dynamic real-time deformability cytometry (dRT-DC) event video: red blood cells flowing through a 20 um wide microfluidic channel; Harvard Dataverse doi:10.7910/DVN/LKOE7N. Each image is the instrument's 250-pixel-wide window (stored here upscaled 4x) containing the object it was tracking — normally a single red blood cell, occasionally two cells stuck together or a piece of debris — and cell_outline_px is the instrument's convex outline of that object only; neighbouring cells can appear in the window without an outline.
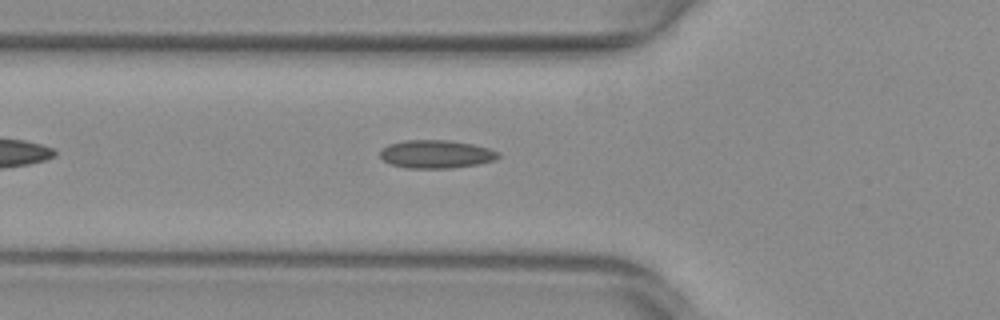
{"species": "common noctule bat (a hibernating species)", "species_latin": "Nyctalus noctula", "temperature_condition": "warm", "stored_images_in_passage": 38, "camera_frame_rate_fps": 3000, "um_per_image_px": 0.085, "animal": {"sex": "female", "body_mass_g": 29.2, "forearm_length_mm": 56.3}, "frame": {"image": 1, "passage_image": 7, "time_ms": 2.0, "image_size_px": [1000, 320], "cell_outline_px": [[500, 156], [496, 160], [476, 164], [452, 168], [404, 168], [392, 164], [384, 160], [380, 156], [380, 148], [388, 144], [404, 140], [448, 140], [472, 144], [488, 148], [500, 152]], "centroid_in_image_um": [37.06, 13.1], "position_along_channel_um": 88.7, "area_um2": 19.48}}
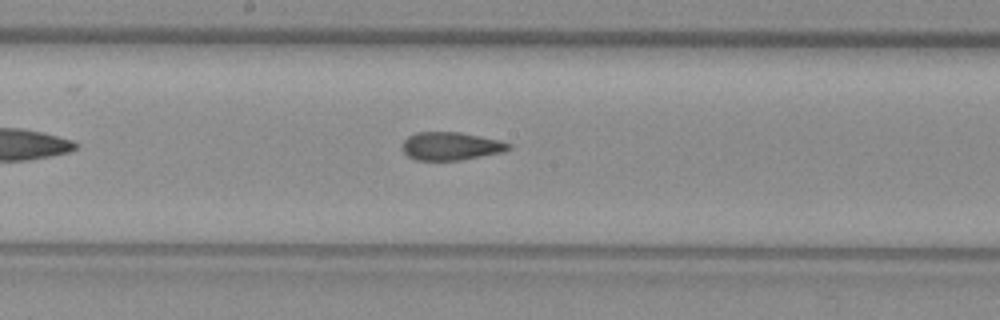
{"frame": {"image": 2, "passage_image": 16, "time_ms": 5.0, "image_size_px": [1000, 320], "cell_outline_px": [[512, 148], [504, 152], [460, 160], [416, 160], [408, 156], [400, 148], [404, 140], [408, 136], [416, 132], [460, 132], [500, 140], [512, 144]], "centroid_in_image_um": [38.33, 12.42], "position_along_channel_um": 209.9, "area_um2": 17.57}}
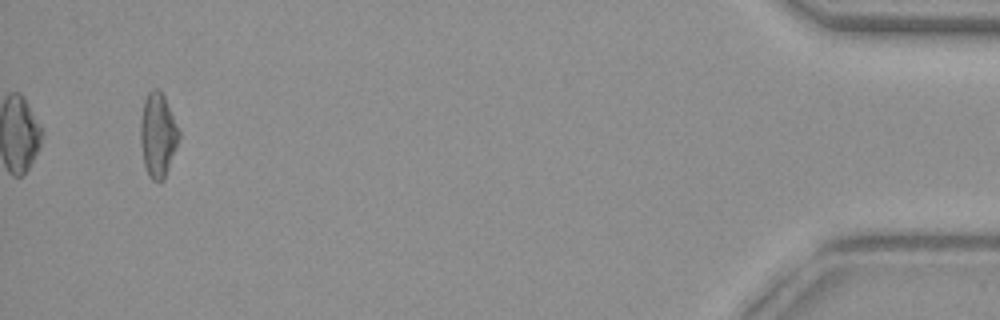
{"frame": {"image": 3, "passage_image": 38, "time_ms": 12.333, "image_size_px": [1000, 320], "cell_outline_px": [[180, 140], [164, 180], [160, 184], [152, 180], [148, 176], [144, 164], [140, 140], [140, 120], [144, 100], [148, 92], [152, 88], [160, 88], [164, 96], [180, 132]], "centroid_in_image_um": [13.42, 11.5], "position_along_channel_um": 421.8, "area_um2": 19.25}, "authors_computed_cell_mechanics": {"area_um2": 18.3804, "velocity_mm_per_s": 4.016, "shape_relaxation_time_tau1_ms": null, "shape_relaxation_time_tau2_ms": 1.8429, "deformation_change_tau1": null, "deformation_change_tau2": 0.0964}}